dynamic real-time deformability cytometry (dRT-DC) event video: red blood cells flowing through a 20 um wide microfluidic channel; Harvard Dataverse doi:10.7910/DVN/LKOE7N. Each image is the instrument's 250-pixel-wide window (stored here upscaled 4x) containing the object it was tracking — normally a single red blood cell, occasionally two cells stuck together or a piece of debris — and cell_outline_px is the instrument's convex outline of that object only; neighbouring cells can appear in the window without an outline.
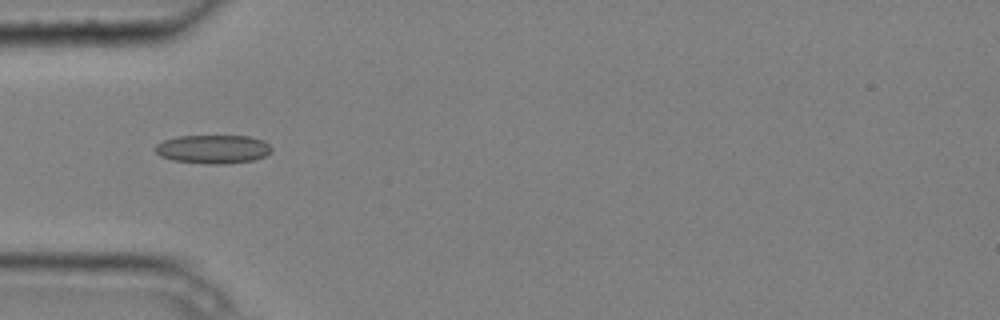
{"species": "common noctule bat (a hibernating species)", "species_latin": "Nyctalus noctula", "temperature_condition": "cold", "stored_images_in_passage": 5, "camera_frame_rate_fps": 3000, "um_per_image_px": 0.085, "animal": {"sex": "male", "body_mass_g": 20.4}, "frame": {"image": 1, "passage_image": 4, "time_ms": 1.0, "image_size_px": [1000, 320], "cell_outline_px": [[272, 152], [256, 160], [228, 164], [204, 164], [172, 160], [160, 156], [156, 152], [156, 144], [164, 140], [176, 136], [248, 136], [264, 140], [272, 148]], "centroid_in_image_um": [18.13, 12.69], "position_along_channel_um": 66.9, "area_um2": 19.65}}
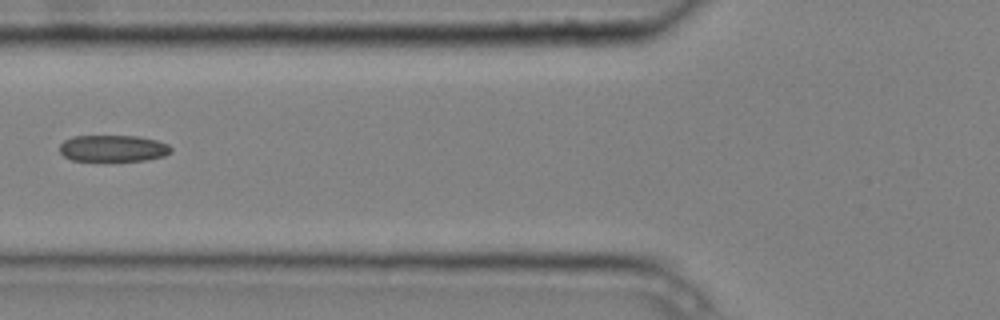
{"frame": {"image": 2, "passage_image": 5, "time_ms": 1.333, "image_size_px": [1000, 320], "cell_outline_px": [[172, 152], [164, 156], [148, 160], [72, 160], [64, 156], [60, 152], [60, 144], [64, 140], [72, 136], [136, 136], [156, 140], [168, 144], [172, 148]], "centroid_in_image_um": [9.63, 12.6], "position_along_channel_um": 116.2, "area_um2": 17.17}}